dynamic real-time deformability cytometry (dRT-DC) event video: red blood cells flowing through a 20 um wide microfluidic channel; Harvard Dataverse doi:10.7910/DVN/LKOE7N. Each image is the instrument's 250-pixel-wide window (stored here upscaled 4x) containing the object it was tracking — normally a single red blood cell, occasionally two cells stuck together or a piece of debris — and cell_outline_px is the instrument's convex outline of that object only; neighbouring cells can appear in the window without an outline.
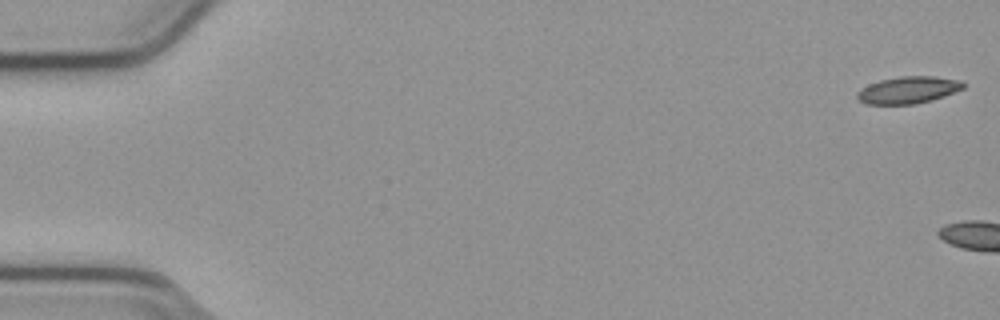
{"species": "common noctule bat (a hibernating species)", "species_latin": "Nyctalus noctula", "temperature_condition": "cold", "stored_images_in_passage": 4, "camera_frame_rate_fps": 3000, "um_per_image_px": 0.085, "animal": {"sex": "male", "body_mass_g": 23.1, "forearm_length_mm": 52.7}, "frame": {"image": 1, "passage_image": 1, "time_ms": 0.0, "image_size_px": [1000, 320], "cell_outline_px": [[964, 88], [944, 96], [932, 100], [916, 104], [868, 104], [860, 100], [856, 96], [856, 92], [860, 88], [868, 84], [880, 80], [900, 76], [936, 76], [960, 80], [964, 84]], "centroid_in_image_um": [77.19, 7.64], "position_along_channel_um": 7.8, "area_um2": 16.76}}